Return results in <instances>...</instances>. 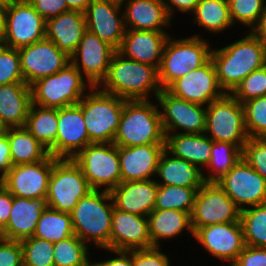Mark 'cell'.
Masks as SVG:
<instances>
[{"label": "cell", "mask_w": 266, "mask_h": 266, "mask_svg": "<svg viewBox=\"0 0 266 266\" xmlns=\"http://www.w3.org/2000/svg\"><path fill=\"white\" fill-rule=\"evenodd\" d=\"M241 39L211 50L217 79L225 93L235 87L254 70L266 65V43L251 31Z\"/></svg>", "instance_id": "6da1fadb"}, {"label": "cell", "mask_w": 266, "mask_h": 266, "mask_svg": "<svg viewBox=\"0 0 266 266\" xmlns=\"http://www.w3.org/2000/svg\"><path fill=\"white\" fill-rule=\"evenodd\" d=\"M97 87L126 100L156 99L162 91L156 67L126 58L118 51L113 54L107 75Z\"/></svg>", "instance_id": "7a4b0ae2"}, {"label": "cell", "mask_w": 266, "mask_h": 266, "mask_svg": "<svg viewBox=\"0 0 266 266\" xmlns=\"http://www.w3.org/2000/svg\"><path fill=\"white\" fill-rule=\"evenodd\" d=\"M113 209L110 192L93 189L70 213L74 234L88 246L94 244L96 249L110 250Z\"/></svg>", "instance_id": "3957f363"}, {"label": "cell", "mask_w": 266, "mask_h": 266, "mask_svg": "<svg viewBox=\"0 0 266 266\" xmlns=\"http://www.w3.org/2000/svg\"><path fill=\"white\" fill-rule=\"evenodd\" d=\"M113 144L122 147L165 144L158 104L153 100H126Z\"/></svg>", "instance_id": "277c9868"}, {"label": "cell", "mask_w": 266, "mask_h": 266, "mask_svg": "<svg viewBox=\"0 0 266 266\" xmlns=\"http://www.w3.org/2000/svg\"><path fill=\"white\" fill-rule=\"evenodd\" d=\"M172 33L164 46L158 69L159 84L167 89L175 80L199 69L211 59V46L200 33L174 38Z\"/></svg>", "instance_id": "5b68a950"}, {"label": "cell", "mask_w": 266, "mask_h": 266, "mask_svg": "<svg viewBox=\"0 0 266 266\" xmlns=\"http://www.w3.org/2000/svg\"><path fill=\"white\" fill-rule=\"evenodd\" d=\"M92 87L69 63L56 74L40 78L30 85L32 104L56 109L76 105Z\"/></svg>", "instance_id": "8992f818"}, {"label": "cell", "mask_w": 266, "mask_h": 266, "mask_svg": "<svg viewBox=\"0 0 266 266\" xmlns=\"http://www.w3.org/2000/svg\"><path fill=\"white\" fill-rule=\"evenodd\" d=\"M126 99L92 87L78 106L82 110L91 143H113Z\"/></svg>", "instance_id": "52a82bcc"}, {"label": "cell", "mask_w": 266, "mask_h": 266, "mask_svg": "<svg viewBox=\"0 0 266 266\" xmlns=\"http://www.w3.org/2000/svg\"><path fill=\"white\" fill-rule=\"evenodd\" d=\"M92 190L81 167L72 158L54 157L46 196L50 208L70 214L78 201Z\"/></svg>", "instance_id": "ba28073f"}, {"label": "cell", "mask_w": 266, "mask_h": 266, "mask_svg": "<svg viewBox=\"0 0 266 266\" xmlns=\"http://www.w3.org/2000/svg\"><path fill=\"white\" fill-rule=\"evenodd\" d=\"M205 134L212 141L235 144L243 150L249 139L245 127L243 104L229 93L212 101L206 106Z\"/></svg>", "instance_id": "9c48e42d"}, {"label": "cell", "mask_w": 266, "mask_h": 266, "mask_svg": "<svg viewBox=\"0 0 266 266\" xmlns=\"http://www.w3.org/2000/svg\"><path fill=\"white\" fill-rule=\"evenodd\" d=\"M72 159L94 190L110 192L121 183L118 146L113 143H91Z\"/></svg>", "instance_id": "30bf717a"}, {"label": "cell", "mask_w": 266, "mask_h": 266, "mask_svg": "<svg viewBox=\"0 0 266 266\" xmlns=\"http://www.w3.org/2000/svg\"><path fill=\"white\" fill-rule=\"evenodd\" d=\"M46 20L28 0L8 1L2 45L19 49L45 38Z\"/></svg>", "instance_id": "8fae6325"}, {"label": "cell", "mask_w": 266, "mask_h": 266, "mask_svg": "<svg viewBox=\"0 0 266 266\" xmlns=\"http://www.w3.org/2000/svg\"><path fill=\"white\" fill-rule=\"evenodd\" d=\"M155 100L164 134L205 133L206 106L175 97L166 89H162Z\"/></svg>", "instance_id": "7c38bea8"}, {"label": "cell", "mask_w": 266, "mask_h": 266, "mask_svg": "<svg viewBox=\"0 0 266 266\" xmlns=\"http://www.w3.org/2000/svg\"><path fill=\"white\" fill-rule=\"evenodd\" d=\"M241 210L216 182H204L198 189L191 213L193 231L218 223L240 221Z\"/></svg>", "instance_id": "4fadbf2b"}, {"label": "cell", "mask_w": 266, "mask_h": 266, "mask_svg": "<svg viewBox=\"0 0 266 266\" xmlns=\"http://www.w3.org/2000/svg\"><path fill=\"white\" fill-rule=\"evenodd\" d=\"M216 183L241 211L266 203V180L243 158Z\"/></svg>", "instance_id": "5bb4252c"}, {"label": "cell", "mask_w": 266, "mask_h": 266, "mask_svg": "<svg viewBox=\"0 0 266 266\" xmlns=\"http://www.w3.org/2000/svg\"><path fill=\"white\" fill-rule=\"evenodd\" d=\"M193 239L207 251L206 254L223 263L227 262L229 266L236 262L246 246L240 221L198 228Z\"/></svg>", "instance_id": "9a60e30c"}, {"label": "cell", "mask_w": 266, "mask_h": 266, "mask_svg": "<svg viewBox=\"0 0 266 266\" xmlns=\"http://www.w3.org/2000/svg\"><path fill=\"white\" fill-rule=\"evenodd\" d=\"M18 52L23 78L29 86L40 78L56 74L71 63L70 57L47 38L21 47Z\"/></svg>", "instance_id": "2e32d148"}, {"label": "cell", "mask_w": 266, "mask_h": 266, "mask_svg": "<svg viewBox=\"0 0 266 266\" xmlns=\"http://www.w3.org/2000/svg\"><path fill=\"white\" fill-rule=\"evenodd\" d=\"M54 157L50 154L42 161L13 166L0 183L13 195L33 199L46 197Z\"/></svg>", "instance_id": "e0dca14e"}, {"label": "cell", "mask_w": 266, "mask_h": 266, "mask_svg": "<svg viewBox=\"0 0 266 266\" xmlns=\"http://www.w3.org/2000/svg\"><path fill=\"white\" fill-rule=\"evenodd\" d=\"M173 96L202 106L209 105L226 93L220 87L213 61L175 80L167 89Z\"/></svg>", "instance_id": "ac0fdd59"}, {"label": "cell", "mask_w": 266, "mask_h": 266, "mask_svg": "<svg viewBox=\"0 0 266 266\" xmlns=\"http://www.w3.org/2000/svg\"><path fill=\"white\" fill-rule=\"evenodd\" d=\"M84 14L87 30L117 51L126 31L121 1L93 0Z\"/></svg>", "instance_id": "d6986e66"}, {"label": "cell", "mask_w": 266, "mask_h": 266, "mask_svg": "<svg viewBox=\"0 0 266 266\" xmlns=\"http://www.w3.org/2000/svg\"><path fill=\"white\" fill-rule=\"evenodd\" d=\"M115 51L112 46L87 30L70 60L90 84L96 87L106 77Z\"/></svg>", "instance_id": "ffe728a7"}, {"label": "cell", "mask_w": 266, "mask_h": 266, "mask_svg": "<svg viewBox=\"0 0 266 266\" xmlns=\"http://www.w3.org/2000/svg\"><path fill=\"white\" fill-rule=\"evenodd\" d=\"M151 247L148 217L124 212L114 207L110 250L129 251Z\"/></svg>", "instance_id": "44dd1931"}, {"label": "cell", "mask_w": 266, "mask_h": 266, "mask_svg": "<svg viewBox=\"0 0 266 266\" xmlns=\"http://www.w3.org/2000/svg\"><path fill=\"white\" fill-rule=\"evenodd\" d=\"M55 158H74L91 144L81 108L76 104L58 109Z\"/></svg>", "instance_id": "7402d4cb"}, {"label": "cell", "mask_w": 266, "mask_h": 266, "mask_svg": "<svg viewBox=\"0 0 266 266\" xmlns=\"http://www.w3.org/2000/svg\"><path fill=\"white\" fill-rule=\"evenodd\" d=\"M164 150L165 144L118 146L121 182L155 179L158 161Z\"/></svg>", "instance_id": "603a6c76"}, {"label": "cell", "mask_w": 266, "mask_h": 266, "mask_svg": "<svg viewBox=\"0 0 266 266\" xmlns=\"http://www.w3.org/2000/svg\"><path fill=\"white\" fill-rule=\"evenodd\" d=\"M49 207L47 197L27 199L13 196L9 221L0 231V237L22 241L34 235L41 213Z\"/></svg>", "instance_id": "cb8c5ba5"}, {"label": "cell", "mask_w": 266, "mask_h": 266, "mask_svg": "<svg viewBox=\"0 0 266 266\" xmlns=\"http://www.w3.org/2000/svg\"><path fill=\"white\" fill-rule=\"evenodd\" d=\"M121 5L126 29L167 32L171 28L173 20L162 0H122Z\"/></svg>", "instance_id": "d4e9b609"}, {"label": "cell", "mask_w": 266, "mask_h": 266, "mask_svg": "<svg viewBox=\"0 0 266 266\" xmlns=\"http://www.w3.org/2000/svg\"><path fill=\"white\" fill-rule=\"evenodd\" d=\"M169 32L126 29L117 51L126 58L159 69Z\"/></svg>", "instance_id": "484cf974"}, {"label": "cell", "mask_w": 266, "mask_h": 266, "mask_svg": "<svg viewBox=\"0 0 266 266\" xmlns=\"http://www.w3.org/2000/svg\"><path fill=\"white\" fill-rule=\"evenodd\" d=\"M158 187L155 179L121 182L110 194L116 209L148 217L155 209Z\"/></svg>", "instance_id": "4316f807"}, {"label": "cell", "mask_w": 266, "mask_h": 266, "mask_svg": "<svg viewBox=\"0 0 266 266\" xmlns=\"http://www.w3.org/2000/svg\"><path fill=\"white\" fill-rule=\"evenodd\" d=\"M87 31L85 14L76 10L63 12L46 20L45 38L71 57Z\"/></svg>", "instance_id": "83f0119b"}, {"label": "cell", "mask_w": 266, "mask_h": 266, "mask_svg": "<svg viewBox=\"0 0 266 266\" xmlns=\"http://www.w3.org/2000/svg\"><path fill=\"white\" fill-rule=\"evenodd\" d=\"M148 222L152 247H162L164 246L162 245L163 241L175 240L179 236L181 238L185 231L189 232L191 237H194L191 213L188 212L154 209L148 215Z\"/></svg>", "instance_id": "f1b7e54d"}, {"label": "cell", "mask_w": 266, "mask_h": 266, "mask_svg": "<svg viewBox=\"0 0 266 266\" xmlns=\"http://www.w3.org/2000/svg\"><path fill=\"white\" fill-rule=\"evenodd\" d=\"M212 140L205 134H165V150L174 157L184 159L201 171L209 163Z\"/></svg>", "instance_id": "f546056e"}, {"label": "cell", "mask_w": 266, "mask_h": 266, "mask_svg": "<svg viewBox=\"0 0 266 266\" xmlns=\"http://www.w3.org/2000/svg\"><path fill=\"white\" fill-rule=\"evenodd\" d=\"M156 183L186 188H200L205 182L202 171L184 159L174 157L164 150L158 161Z\"/></svg>", "instance_id": "4dcf8cb0"}, {"label": "cell", "mask_w": 266, "mask_h": 266, "mask_svg": "<svg viewBox=\"0 0 266 266\" xmlns=\"http://www.w3.org/2000/svg\"><path fill=\"white\" fill-rule=\"evenodd\" d=\"M31 104V88L26 83L0 86V117L10 128L25 126Z\"/></svg>", "instance_id": "1f68e13d"}, {"label": "cell", "mask_w": 266, "mask_h": 266, "mask_svg": "<svg viewBox=\"0 0 266 266\" xmlns=\"http://www.w3.org/2000/svg\"><path fill=\"white\" fill-rule=\"evenodd\" d=\"M58 109L31 104L25 128L55 157V140L58 132Z\"/></svg>", "instance_id": "d6a6232c"}, {"label": "cell", "mask_w": 266, "mask_h": 266, "mask_svg": "<svg viewBox=\"0 0 266 266\" xmlns=\"http://www.w3.org/2000/svg\"><path fill=\"white\" fill-rule=\"evenodd\" d=\"M7 136L13 166L37 163L49 155L48 149L25 127L9 128Z\"/></svg>", "instance_id": "836d02e7"}, {"label": "cell", "mask_w": 266, "mask_h": 266, "mask_svg": "<svg viewBox=\"0 0 266 266\" xmlns=\"http://www.w3.org/2000/svg\"><path fill=\"white\" fill-rule=\"evenodd\" d=\"M192 15L194 18L190 19H193V24L204 28L209 35L214 33L217 36L234 27L229 13L228 0H200Z\"/></svg>", "instance_id": "e575fe53"}, {"label": "cell", "mask_w": 266, "mask_h": 266, "mask_svg": "<svg viewBox=\"0 0 266 266\" xmlns=\"http://www.w3.org/2000/svg\"><path fill=\"white\" fill-rule=\"evenodd\" d=\"M241 158L242 150L235 144L212 141L209 163L206 166L207 169L205 168L202 171L204 181L217 182L229 172Z\"/></svg>", "instance_id": "d590c367"}, {"label": "cell", "mask_w": 266, "mask_h": 266, "mask_svg": "<svg viewBox=\"0 0 266 266\" xmlns=\"http://www.w3.org/2000/svg\"><path fill=\"white\" fill-rule=\"evenodd\" d=\"M72 235L71 215L48 207L41 213L33 237L55 243Z\"/></svg>", "instance_id": "8d00e7d4"}, {"label": "cell", "mask_w": 266, "mask_h": 266, "mask_svg": "<svg viewBox=\"0 0 266 266\" xmlns=\"http://www.w3.org/2000/svg\"><path fill=\"white\" fill-rule=\"evenodd\" d=\"M53 245L54 266H87L92 261V249L75 234Z\"/></svg>", "instance_id": "74e56055"}, {"label": "cell", "mask_w": 266, "mask_h": 266, "mask_svg": "<svg viewBox=\"0 0 266 266\" xmlns=\"http://www.w3.org/2000/svg\"><path fill=\"white\" fill-rule=\"evenodd\" d=\"M240 222L245 244L266 248V203L242 210Z\"/></svg>", "instance_id": "f35d334b"}, {"label": "cell", "mask_w": 266, "mask_h": 266, "mask_svg": "<svg viewBox=\"0 0 266 266\" xmlns=\"http://www.w3.org/2000/svg\"><path fill=\"white\" fill-rule=\"evenodd\" d=\"M199 188L159 185L155 209H172L192 213L194 200Z\"/></svg>", "instance_id": "ab89813d"}, {"label": "cell", "mask_w": 266, "mask_h": 266, "mask_svg": "<svg viewBox=\"0 0 266 266\" xmlns=\"http://www.w3.org/2000/svg\"><path fill=\"white\" fill-rule=\"evenodd\" d=\"M233 25H240L252 31L258 24L266 6V0H228Z\"/></svg>", "instance_id": "60d3db41"}, {"label": "cell", "mask_w": 266, "mask_h": 266, "mask_svg": "<svg viewBox=\"0 0 266 266\" xmlns=\"http://www.w3.org/2000/svg\"><path fill=\"white\" fill-rule=\"evenodd\" d=\"M20 243L23 249V266H54L52 242L32 236Z\"/></svg>", "instance_id": "b9f144b4"}, {"label": "cell", "mask_w": 266, "mask_h": 266, "mask_svg": "<svg viewBox=\"0 0 266 266\" xmlns=\"http://www.w3.org/2000/svg\"><path fill=\"white\" fill-rule=\"evenodd\" d=\"M245 127L249 138L266 135V95L243 103Z\"/></svg>", "instance_id": "7bdbcfd3"}, {"label": "cell", "mask_w": 266, "mask_h": 266, "mask_svg": "<svg viewBox=\"0 0 266 266\" xmlns=\"http://www.w3.org/2000/svg\"><path fill=\"white\" fill-rule=\"evenodd\" d=\"M241 104L266 95V65L254 70L230 93Z\"/></svg>", "instance_id": "ee69618b"}, {"label": "cell", "mask_w": 266, "mask_h": 266, "mask_svg": "<svg viewBox=\"0 0 266 266\" xmlns=\"http://www.w3.org/2000/svg\"><path fill=\"white\" fill-rule=\"evenodd\" d=\"M12 83H25L19 52L0 44V86Z\"/></svg>", "instance_id": "f6af8a7d"}, {"label": "cell", "mask_w": 266, "mask_h": 266, "mask_svg": "<svg viewBox=\"0 0 266 266\" xmlns=\"http://www.w3.org/2000/svg\"><path fill=\"white\" fill-rule=\"evenodd\" d=\"M242 158L266 180V139L249 138L242 150Z\"/></svg>", "instance_id": "bcb514c9"}, {"label": "cell", "mask_w": 266, "mask_h": 266, "mask_svg": "<svg viewBox=\"0 0 266 266\" xmlns=\"http://www.w3.org/2000/svg\"><path fill=\"white\" fill-rule=\"evenodd\" d=\"M131 262L133 266H171L170 257L161 247L131 250Z\"/></svg>", "instance_id": "7dc6e473"}, {"label": "cell", "mask_w": 266, "mask_h": 266, "mask_svg": "<svg viewBox=\"0 0 266 266\" xmlns=\"http://www.w3.org/2000/svg\"><path fill=\"white\" fill-rule=\"evenodd\" d=\"M0 266H23V249L20 241L0 237Z\"/></svg>", "instance_id": "c3c4849f"}, {"label": "cell", "mask_w": 266, "mask_h": 266, "mask_svg": "<svg viewBox=\"0 0 266 266\" xmlns=\"http://www.w3.org/2000/svg\"><path fill=\"white\" fill-rule=\"evenodd\" d=\"M34 9L45 19L57 17L70 9L65 0H28Z\"/></svg>", "instance_id": "681fc988"}, {"label": "cell", "mask_w": 266, "mask_h": 266, "mask_svg": "<svg viewBox=\"0 0 266 266\" xmlns=\"http://www.w3.org/2000/svg\"><path fill=\"white\" fill-rule=\"evenodd\" d=\"M232 266H266V248L246 245Z\"/></svg>", "instance_id": "f907efd6"}, {"label": "cell", "mask_w": 266, "mask_h": 266, "mask_svg": "<svg viewBox=\"0 0 266 266\" xmlns=\"http://www.w3.org/2000/svg\"><path fill=\"white\" fill-rule=\"evenodd\" d=\"M166 10L168 12V15L172 20H174L175 13L177 12L182 13L183 15L186 13L187 15H191L196 5L199 3L200 0H162Z\"/></svg>", "instance_id": "816d5d0a"}, {"label": "cell", "mask_w": 266, "mask_h": 266, "mask_svg": "<svg viewBox=\"0 0 266 266\" xmlns=\"http://www.w3.org/2000/svg\"><path fill=\"white\" fill-rule=\"evenodd\" d=\"M12 204L13 195L0 183V231L9 221Z\"/></svg>", "instance_id": "f5cc1de1"}, {"label": "cell", "mask_w": 266, "mask_h": 266, "mask_svg": "<svg viewBox=\"0 0 266 266\" xmlns=\"http://www.w3.org/2000/svg\"><path fill=\"white\" fill-rule=\"evenodd\" d=\"M113 253L115 256L101 261H93L94 266H133L131 262V250L129 251H116L107 250Z\"/></svg>", "instance_id": "db71d44e"}, {"label": "cell", "mask_w": 266, "mask_h": 266, "mask_svg": "<svg viewBox=\"0 0 266 266\" xmlns=\"http://www.w3.org/2000/svg\"><path fill=\"white\" fill-rule=\"evenodd\" d=\"M12 167L9 137L5 135L0 138V181Z\"/></svg>", "instance_id": "11a10c76"}, {"label": "cell", "mask_w": 266, "mask_h": 266, "mask_svg": "<svg viewBox=\"0 0 266 266\" xmlns=\"http://www.w3.org/2000/svg\"><path fill=\"white\" fill-rule=\"evenodd\" d=\"M251 32L266 43V6L262 15L260 16L258 24Z\"/></svg>", "instance_id": "9f6ffc18"}, {"label": "cell", "mask_w": 266, "mask_h": 266, "mask_svg": "<svg viewBox=\"0 0 266 266\" xmlns=\"http://www.w3.org/2000/svg\"><path fill=\"white\" fill-rule=\"evenodd\" d=\"M67 7L70 10H76V11H80V12H85L87 7L89 6V4L93 1V0H65Z\"/></svg>", "instance_id": "6f0895ef"}, {"label": "cell", "mask_w": 266, "mask_h": 266, "mask_svg": "<svg viewBox=\"0 0 266 266\" xmlns=\"http://www.w3.org/2000/svg\"><path fill=\"white\" fill-rule=\"evenodd\" d=\"M7 6H8V0H0V43L5 32Z\"/></svg>", "instance_id": "680465c9"}, {"label": "cell", "mask_w": 266, "mask_h": 266, "mask_svg": "<svg viewBox=\"0 0 266 266\" xmlns=\"http://www.w3.org/2000/svg\"><path fill=\"white\" fill-rule=\"evenodd\" d=\"M9 128L10 127L0 117V138L7 135Z\"/></svg>", "instance_id": "91938a15"}, {"label": "cell", "mask_w": 266, "mask_h": 266, "mask_svg": "<svg viewBox=\"0 0 266 266\" xmlns=\"http://www.w3.org/2000/svg\"><path fill=\"white\" fill-rule=\"evenodd\" d=\"M87 266H94L93 261H91Z\"/></svg>", "instance_id": "94428289"}]
</instances>
